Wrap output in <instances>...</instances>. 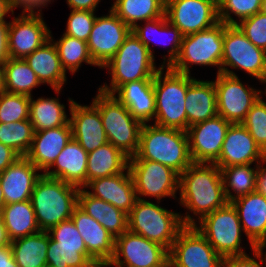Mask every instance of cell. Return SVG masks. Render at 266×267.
Wrapping results in <instances>:
<instances>
[{
  "label": "cell",
  "instance_id": "obj_1",
  "mask_svg": "<svg viewBox=\"0 0 266 267\" xmlns=\"http://www.w3.org/2000/svg\"><path fill=\"white\" fill-rule=\"evenodd\" d=\"M178 195L179 199L176 200L187 209L186 215L180 214L184 225H195L197 218L199 221L228 203L221 170L215 163L193 162L188 166L180 174Z\"/></svg>",
  "mask_w": 266,
  "mask_h": 267
},
{
  "label": "cell",
  "instance_id": "obj_2",
  "mask_svg": "<svg viewBox=\"0 0 266 267\" xmlns=\"http://www.w3.org/2000/svg\"><path fill=\"white\" fill-rule=\"evenodd\" d=\"M129 159L159 162L179 174L193 163L189 154L187 132L154 123L142 125L138 151Z\"/></svg>",
  "mask_w": 266,
  "mask_h": 267
},
{
  "label": "cell",
  "instance_id": "obj_3",
  "mask_svg": "<svg viewBox=\"0 0 266 267\" xmlns=\"http://www.w3.org/2000/svg\"><path fill=\"white\" fill-rule=\"evenodd\" d=\"M80 188L44 174L37 180L31 203L40 231H49L59 223L71 219L78 205Z\"/></svg>",
  "mask_w": 266,
  "mask_h": 267
},
{
  "label": "cell",
  "instance_id": "obj_4",
  "mask_svg": "<svg viewBox=\"0 0 266 267\" xmlns=\"http://www.w3.org/2000/svg\"><path fill=\"white\" fill-rule=\"evenodd\" d=\"M156 63L148 48L132 33L125 38L116 54L102 68L111 76L110 84L105 82L98 89L113 94L121 85L139 80H154Z\"/></svg>",
  "mask_w": 266,
  "mask_h": 267
},
{
  "label": "cell",
  "instance_id": "obj_5",
  "mask_svg": "<svg viewBox=\"0 0 266 267\" xmlns=\"http://www.w3.org/2000/svg\"><path fill=\"white\" fill-rule=\"evenodd\" d=\"M153 87L156 101L154 124L187 131V74L170 67H160L154 77Z\"/></svg>",
  "mask_w": 266,
  "mask_h": 267
},
{
  "label": "cell",
  "instance_id": "obj_6",
  "mask_svg": "<svg viewBox=\"0 0 266 267\" xmlns=\"http://www.w3.org/2000/svg\"><path fill=\"white\" fill-rule=\"evenodd\" d=\"M92 104L99 110L108 142L129 158L135 156L143 124L112 94L98 89Z\"/></svg>",
  "mask_w": 266,
  "mask_h": 267
},
{
  "label": "cell",
  "instance_id": "obj_7",
  "mask_svg": "<svg viewBox=\"0 0 266 267\" xmlns=\"http://www.w3.org/2000/svg\"><path fill=\"white\" fill-rule=\"evenodd\" d=\"M157 203L159 205L138 198L128 214V230L170 250L185 225L180 213L160 206L159 201Z\"/></svg>",
  "mask_w": 266,
  "mask_h": 267
},
{
  "label": "cell",
  "instance_id": "obj_8",
  "mask_svg": "<svg viewBox=\"0 0 266 267\" xmlns=\"http://www.w3.org/2000/svg\"><path fill=\"white\" fill-rule=\"evenodd\" d=\"M226 26L224 22L219 21L209 29L183 36L179 55L170 68L191 75L192 65L216 66L217 74L221 73Z\"/></svg>",
  "mask_w": 266,
  "mask_h": 267
},
{
  "label": "cell",
  "instance_id": "obj_9",
  "mask_svg": "<svg viewBox=\"0 0 266 267\" xmlns=\"http://www.w3.org/2000/svg\"><path fill=\"white\" fill-rule=\"evenodd\" d=\"M196 222L195 228L222 258L246 254L241 246V236L244 232L237 210L231 202Z\"/></svg>",
  "mask_w": 266,
  "mask_h": 267
},
{
  "label": "cell",
  "instance_id": "obj_10",
  "mask_svg": "<svg viewBox=\"0 0 266 267\" xmlns=\"http://www.w3.org/2000/svg\"><path fill=\"white\" fill-rule=\"evenodd\" d=\"M229 67L266 83V52L253 45L237 25L225 27L221 73L238 77Z\"/></svg>",
  "mask_w": 266,
  "mask_h": 267
},
{
  "label": "cell",
  "instance_id": "obj_11",
  "mask_svg": "<svg viewBox=\"0 0 266 267\" xmlns=\"http://www.w3.org/2000/svg\"><path fill=\"white\" fill-rule=\"evenodd\" d=\"M128 169L139 199L148 196L160 202L166 197L177 198L180 174L171 167L145 159H129Z\"/></svg>",
  "mask_w": 266,
  "mask_h": 267
},
{
  "label": "cell",
  "instance_id": "obj_12",
  "mask_svg": "<svg viewBox=\"0 0 266 267\" xmlns=\"http://www.w3.org/2000/svg\"><path fill=\"white\" fill-rule=\"evenodd\" d=\"M214 86L217 96L218 115L231 124L242 123L250 108L264 94L262 90L244 85L236 76L216 74Z\"/></svg>",
  "mask_w": 266,
  "mask_h": 267
},
{
  "label": "cell",
  "instance_id": "obj_13",
  "mask_svg": "<svg viewBox=\"0 0 266 267\" xmlns=\"http://www.w3.org/2000/svg\"><path fill=\"white\" fill-rule=\"evenodd\" d=\"M168 258L167 248L127 230L115 238L114 256L105 267H155Z\"/></svg>",
  "mask_w": 266,
  "mask_h": 267
},
{
  "label": "cell",
  "instance_id": "obj_14",
  "mask_svg": "<svg viewBox=\"0 0 266 267\" xmlns=\"http://www.w3.org/2000/svg\"><path fill=\"white\" fill-rule=\"evenodd\" d=\"M171 267H221L222 257L194 225H185L169 250Z\"/></svg>",
  "mask_w": 266,
  "mask_h": 267
},
{
  "label": "cell",
  "instance_id": "obj_15",
  "mask_svg": "<svg viewBox=\"0 0 266 267\" xmlns=\"http://www.w3.org/2000/svg\"><path fill=\"white\" fill-rule=\"evenodd\" d=\"M165 15L183 36L209 29L220 21L218 5L212 0H165Z\"/></svg>",
  "mask_w": 266,
  "mask_h": 267
},
{
  "label": "cell",
  "instance_id": "obj_16",
  "mask_svg": "<svg viewBox=\"0 0 266 267\" xmlns=\"http://www.w3.org/2000/svg\"><path fill=\"white\" fill-rule=\"evenodd\" d=\"M108 13V15L96 17L87 40L90 56L97 67L101 69L116 54L131 32V28L111 9Z\"/></svg>",
  "mask_w": 266,
  "mask_h": 267
},
{
  "label": "cell",
  "instance_id": "obj_17",
  "mask_svg": "<svg viewBox=\"0 0 266 267\" xmlns=\"http://www.w3.org/2000/svg\"><path fill=\"white\" fill-rule=\"evenodd\" d=\"M231 123L220 115L191 125L187 129L189 154L194 163H215L220 156Z\"/></svg>",
  "mask_w": 266,
  "mask_h": 267
},
{
  "label": "cell",
  "instance_id": "obj_18",
  "mask_svg": "<svg viewBox=\"0 0 266 267\" xmlns=\"http://www.w3.org/2000/svg\"><path fill=\"white\" fill-rule=\"evenodd\" d=\"M50 34L42 15L14 16L8 29L9 58L25 59L49 41Z\"/></svg>",
  "mask_w": 266,
  "mask_h": 267
},
{
  "label": "cell",
  "instance_id": "obj_19",
  "mask_svg": "<svg viewBox=\"0 0 266 267\" xmlns=\"http://www.w3.org/2000/svg\"><path fill=\"white\" fill-rule=\"evenodd\" d=\"M71 219L84 240L88 256L98 267H105L114 256L115 237L78 205Z\"/></svg>",
  "mask_w": 266,
  "mask_h": 267
},
{
  "label": "cell",
  "instance_id": "obj_20",
  "mask_svg": "<svg viewBox=\"0 0 266 267\" xmlns=\"http://www.w3.org/2000/svg\"><path fill=\"white\" fill-rule=\"evenodd\" d=\"M68 99L72 138L75 139L87 153L107 143L108 139L99 110L92 103L90 105H81L72 98Z\"/></svg>",
  "mask_w": 266,
  "mask_h": 267
},
{
  "label": "cell",
  "instance_id": "obj_21",
  "mask_svg": "<svg viewBox=\"0 0 266 267\" xmlns=\"http://www.w3.org/2000/svg\"><path fill=\"white\" fill-rule=\"evenodd\" d=\"M265 153L242 123L231 124L226 132L219 159L215 164L221 169L231 165L260 164Z\"/></svg>",
  "mask_w": 266,
  "mask_h": 267
},
{
  "label": "cell",
  "instance_id": "obj_22",
  "mask_svg": "<svg viewBox=\"0 0 266 267\" xmlns=\"http://www.w3.org/2000/svg\"><path fill=\"white\" fill-rule=\"evenodd\" d=\"M90 195L102 199L129 214L138 200L133 179L127 168L125 172L89 181L84 187Z\"/></svg>",
  "mask_w": 266,
  "mask_h": 267
},
{
  "label": "cell",
  "instance_id": "obj_23",
  "mask_svg": "<svg viewBox=\"0 0 266 267\" xmlns=\"http://www.w3.org/2000/svg\"><path fill=\"white\" fill-rule=\"evenodd\" d=\"M139 24L132 28L131 32L148 48L154 60L155 54L152 46L150 45L152 43L151 41L164 46L171 44L170 48L167 49L168 56H163L164 61L163 64L160 65L161 67H170L177 59L180 52L183 39V35L180 30L167 20L166 15L152 20H147L144 25L141 23Z\"/></svg>",
  "mask_w": 266,
  "mask_h": 267
},
{
  "label": "cell",
  "instance_id": "obj_24",
  "mask_svg": "<svg viewBox=\"0 0 266 267\" xmlns=\"http://www.w3.org/2000/svg\"><path fill=\"white\" fill-rule=\"evenodd\" d=\"M39 171L30 160L21 156L0 173L5 205L30 200L35 184L43 174Z\"/></svg>",
  "mask_w": 266,
  "mask_h": 267
},
{
  "label": "cell",
  "instance_id": "obj_25",
  "mask_svg": "<svg viewBox=\"0 0 266 267\" xmlns=\"http://www.w3.org/2000/svg\"><path fill=\"white\" fill-rule=\"evenodd\" d=\"M231 203L237 210L251 251L259 243L266 242V197L254 191Z\"/></svg>",
  "mask_w": 266,
  "mask_h": 267
},
{
  "label": "cell",
  "instance_id": "obj_26",
  "mask_svg": "<svg viewBox=\"0 0 266 267\" xmlns=\"http://www.w3.org/2000/svg\"><path fill=\"white\" fill-rule=\"evenodd\" d=\"M72 138L70 122L66 125L36 131L25 157L44 173Z\"/></svg>",
  "mask_w": 266,
  "mask_h": 267
},
{
  "label": "cell",
  "instance_id": "obj_27",
  "mask_svg": "<svg viewBox=\"0 0 266 267\" xmlns=\"http://www.w3.org/2000/svg\"><path fill=\"white\" fill-rule=\"evenodd\" d=\"M87 158L85 149L71 138L43 174L83 188L86 185ZM52 167L54 169H51Z\"/></svg>",
  "mask_w": 266,
  "mask_h": 267
},
{
  "label": "cell",
  "instance_id": "obj_28",
  "mask_svg": "<svg viewBox=\"0 0 266 267\" xmlns=\"http://www.w3.org/2000/svg\"><path fill=\"white\" fill-rule=\"evenodd\" d=\"M130 112V114L147 124L154 121L156 101L153 80H139L121 85L113 94Z\"/></svg>",
  "mask_w": 266,
  "mask_h": 267
},
{
  "label": "cell",
  "instance_id": "obj_29",
  "mask_svg": "<svg viewBox=\"0 0 266 267\" xmlns=\"http://www.w3.org/2000/svg\"><path fill=\"white\" fill-rule=\"evenodd\" d=\"M185 110L187 113V129L193 124L218 115L214 81L198 80L191 75H187Z\"/></svg>",
  "mask_w": 266,
  "mask_h": 267
},
{
  "label": "cell",
  "instance_id": "obj_30",
  "mask_svg": "<svg viewBox=\"0 0 266 267\" xmlns=\"http://www.w3.org/2000/svg\"><path fill=\"white\" fill-rule=\"evenodd\" d=\"M35 72L41 84H48L58 95L67 83L54 43L49 40L24 59Z\"/></svg>",
  "mask_w": 266,
  "mask_h": 267
},
{
  "label": "cell",
  "instance_id": "obj_31",
  "mask_svg": "<svg viewBox=\"0 0 266 267\" xmlns=\"http://www.w3.org/2000/svg\"><path fill=\"white\" fill-rule=\"evenodd\" d=\"M78 206L115 238L128 230V214L112 204L90 195L84 188H80L78 192Z\"/></svg>",
  "mask_w": 266,
  "mask_h": 267
},
{
  "label": "cell",
  "instance_id": "obj_32",
  "mask_svg": "<svg viewBox=\"0 0 266 267\" xmlns=\"http://www.w3.org/2000/svg\"><path fill=\"white\" fill-rule=\"evenodd\" d=\"M128 163L129 157L107 142L88 153L86 184L96 178L122 173L128 168Z\"/></svg>",
  "mask_w": 266,
  "mask_h": 267
},
{
  "label": "cell",
  "instance_id": "obj_33",
  "mask_svg": "<svg viewBox=\"0 0 266 267\" xmlns=\"http://www.w3.org/2000/svg\"><path fill=\"white\" fill-rule=\"evenodd\" d=\"M1 216L11 241L40 231L30 200L5 205Z\"/></svg>",
  "mask_w": 266,
  "mask_h": 267
},
{
  "label": "cell",
  "instance_id": "obj_34",
  "mask_svg": "<svg viewBox=\"0 0 266 267\" xmlns=\"http://www.w3.org/2000/svg\"><path fill=\"white\" fill-rule=\"evenodd\" d=\"M48 245L47 231L15 239L10 244L15 263L19 267H47Z\"/></svg>",
  "mask_w": 266,
  "mask_h": 267
},
{
  "label": "cell",
  "instance_id": "obj_35",
  "mask_svg": "<svg viewBox=\"0 0 266 267\" xmlns=\"http://www.w3.org/2000/svg\"><path fill=\"white\" fill-rule=\"evenodd\" d=\"M65 105L60 103L59 96L39 97L34 100L30 97L29 120L36 131L57 128L69 123Z\"/></svg>",
  "mask_w": 266,
  "mask_h": 267
},
{
  "label": "cell",
  "instance_id": "obj_36",
  "mask_svg": "<svg viewBox=\"0 0 266 267\" xmlns=\"http://www.w3.org/2000/svg\"><path fill=\"white\" fill-rule=\"evenodd\" d=\"M110 9L131 29L165 15V0H115Z\"/></svg>",
  "mask_w": 266,
  "mask_h": 267
},
{
  "label": "cell",
  "instance_id": "obj_37",
  "mask_svg": "<svg viewBox=\"0 0 266 267\" xmlns=\"http://www.w3.org/2000/svg\"><path fill=\"white\" fill-rule=\"evenodd\" d=\"M251 165H231L220 169L228 202L256 191L258 164L255 167Z\"/></svg>",
  "mask_w": 266,
  "mask_h": 267
},
{
  "label": "cell",
  "instance_id": "obj_38",
  "mask_svg": "<svg viewBox=\"0 0 266 267\" xmlns=\"http://www.w3.org/2000/svg\"><path fill=\"white\" fill-rule=\"evenodd\" d=\"M4 91L32 96V90L41 85L35 72L24 59L9 58L3 64Z\"/></svg>",
  "mask_w": 266,
  "mask_h": 267
},
{
  "label": "cell",
  "instance_id": "obj_39",
  "mask_svg": "<svg viewBox=\"0 0 266 267\" xmlns=\"http://www.w3.org/2000/svg\"><path fill=\"white\" fill-rule=\"evenodd\" d=\"M50 40L57 49L61 66L65 72L69 71L72 73L71 75H74L84 62L91 66H97L90 56L87 42L65 34H62L58 41H54L50 34Z\"/></svg>",
  "mask_w": 266,
  "mask_h": 267
},
{
  "label": "cell",
  "instance_id": "obj_40",
  "mask_svg": "<svg viewBox=\"0 0 266 267\" xmlns=\"http://www.w3.org/2000/svg\"><path fill=\"white\" fill-rule=\"evenodd\" d=\"M47 267H98L87 254L86 247L58 246L49 235Z\"/></svg>",
  "mask_w": 266,
  "mask_h": 267
},
{
  "label": "cell",
  "instance_id": "obj_41",
  "mask_svg": "<svg viewBox=\"0 0 266 267\" xmlns=\"http://www.w3.org/2000/svg\"><path fill=\"white\" fill-rule=\"evenodd\" d=\"M35 130L29 119L0 123V142L25 156L32 144Z\"/></svg>",
  "mask_w": 266,
  "mask_h": 267
},
{
  "label": "cell",
  "instance_id": "obj_42",
  "mask_svg": "<svg viewBox=\"0 0 266 267\" xmlns=\"http://www.w3.org/2000/svg\"><path fill=\"white\" fill-rule=\"evenodd\" d=\"M261 2L262 0H222L218 5L219 20L226 25H236L260 12ZM231 14L238 19H234Z\"/></svg>",
  "mask_w": 266,
  "mask_h": 267
},
{
  "label": "cell",
  "instance_id": "obj_43",
  "mask_svg": "<svg viewBox=\"0 0 266 267\" xmlns=\"http://www.w3.org/2000/svg\"><path fill=\"white\" fill-rule=\"evenodd\" d=\"M30 97L3 91L0 94V123L29 119Z\"/></svg>",
  "mask_w": 266,
  "mask_h": 267
},
{
  "label": "cell",
  "instance_id": "obj_44",
  "mask_svg": "<svg viewBox=\"0 0 266 267\" xmlns=\"http://www.w3.org/2000/svg\"><path fill=\"white\" fill-rule=\"evenodd\" d=\"M242 124L261 150L266 152V102L261 98L250 108Z\"/></svg>",
  "mask_w": 266,
  "mask_h": 267
},
{
  "label": "cell",
  "instance_id": "obj_45",
  "mask_svg": "<svg viewBox=\"0 0 266 267\" xmlns=\"http://www.w3.org/2000/svg\"><path fill=\"white\" fill-rule=\"evenodd\" d=\"M96 17L95 11L71 10L63 34L87 42Z\"/></svg>",
  "mask_w": 266,
  "mask_h": 267
},
{
  "label": "cell",
  "instance_id": "obj_46",
  "mask_svg": "<svg viewBox=\"0 0 266 267\" xmlns=\"http://www.w3.org/2000/svg\"><path fill=\"white\" fill-rule=\"evenodd\" d=\"M236 25L253 45L266 52V14L258 12Z\"/></svg>",
  "mask_w": 266,
  "mask_h": 267
},
{
  "label": "cell",
  "instance_id": "obj_47",
  "mask_svg": "<svg viewBox=\"0 0 266 267\" xmlns=\"http://www.w3.org/2000/svg\"><path fill=\"white\" fill-rule=\"evenodd\" d=\"M58 246L86 247L72 219H68L47 231Z\"/></svg>",
  "mask_w": 266,
  "mask_h": 267
},
{
  "label": "cell",
  "instance_id": "obj_48",
  "mask_svg": "<svg viewBox=\"0 0 266 267\" xmlns=\"http://www.w3.org/2000/svg\"><path fill=\"white\" fill-rule=\"evenodd\" d=\"M252 254V257L247 253L238 256L224 257L221 262V267H263L264 265V267H266L264 258L256 248L252 250Z\"/></svg>",
  "mask_w": 266,
  "mask_h": 267
},
{
  "label": "cell",
  "instance_id": "obj_49",
  "mask_svg": "<svg viewBox=\"0 0 266 267\" xmlns=\"http://www.w3.org/2000/svg\"><path fill=\"white\" fill-rule=\"evenodd\" d=\"M54 0H9L12 15L16 8L22 9V15H42V7H47Z\"/></svg>",
  "mask_w": 266,
  "mask_h": 267
},
{
  "label": "cell",
  "instance_id": "obj_50",
  "mask_svg": "<svg viewBox=\"0 0 266 267\" xmlns=\"http://www.w3.org/2000/svg\"><path fill=\"white\" fill-rule=\"evenodd\" d=\"M21 157L15 150L0 142V173Z\"/></svg>",
  "mask_w": 266,
  "mask_h": 267
},
{
  "label": "cell",
  "instance_id": "obj_51",
  "mask_svg": "<svg viewBox=\"0 0 266 267\" xmlns=\"http://www.w3.org/2000/svg\"><path fill=\"white\" fill-rule=\"evenodd\" d=\"M8 29L9 23L0 24V66L9 59Z\"/></svg>",
  "mask_w": 266,
  "mask_h": 267
},
{
  "label": "cell",
  "instance_id": "obj_52",
  "mask_svg": "<svg viewBox=\"0 0 266 267\" xmlns=\"http://www.w3.org/2000/svg\"><path fill=\"white\" fill-rule=\"evenodd\" d=\"M71 10L96 11L101 0H66Z\"/></svg>",
  "mask_w": 266,
  "mask_h": 267
},
{
  "label": "cell",
  "instance_id": "obj_53",
  "mask_svg": "<svg viewBox=\"0 0 266 267\" xmlns=\"http://www.w3.org/2000/svg\"><path fill=\"white\" fill-rule=\"evenodd\" d=\"M266 162L258 164L256 191L266 197Z\"/></svg>",
  "mask_w": 266,
  "mask_h": 267
},
{
  "label": "cell",
  "instance_id": "obj_54",
  "mask_svg": "<svg viewBox=\"0 0 266 267\" xmlns=\"http://www.w3.org/2000/svg\"><path fill=\"white\" fill-rule=\"evenodd\" d=\"M0 267H19L15 263L10 245L0 247Z\"/></svg>",
  "mask_w": 266,
  "mask_h": 267
},
{
  "label": "cell",
  "instance_id": "obj_55",
  "mask_svg": "<svg viewBox=\"0 0 266 267\" xmlns=\"http://www.w3.org/2000/svg\"><path fill=\"white\" fill-rule=\"evenodd\" d=\"M10 244L11 240L8 236L6 227L4 226L2 216L0 215V247L9 246Z\"/></svg>",
  "mask_w": 266,
  "mask_h": 267
},
{
  "label": "cell",
  "instance_id": "obj_56",
  "mask_svg": "<svg viewBox=\"0 0 266 267\" xmlns=\"http://www.w3.org/2000/svg\"><path fill=\"white\" fill-rule=\"evenodd\" d=\"M12 12L9 0H0V24L9 23L5 20L8 13Z\"/></svg>",
  "mask_w": 266,
  "mask_h": 267
},
{
  "label": "cell",
  "instance_id": "obj_57",
  "mask_svg": "<svg viewBox=\"0 0 266 267\" xmlns=\"http://www.w3.org/2000/svg\"><path fill=\"white\" fill-rule=\"evenodd\" d=\"M255 248L261 253L262 257L264 258L266 262V251H265L266 242L259 243L257 246H255Z\"/></svg>",
  "mask_w": 266,
  "mask_h": 267
},
{
  "label": "cell",
  "instance_id": "obj_58",
  "mask_svg": "<svg viewBox=\"0 0 266 267\" xmlns=\"http://www.w3.org/2000/svg\"><path fill=\"white\" fill-rule=\"evenodd\" d=\"M4 206H5V199H4V195H3V191H2V186L0 183V215H1V212H2Z\"/></svg>",
  "mask_w": 266,
  "mask_h": 267
},
{
  "label": "cell",
  "instance_id": "obj_59",
  "mask_svg": "<svg viewBox=\"0 0 266 267\" xmlns=\"http://www.w3.org/2000/svg\"><path fill=\"white\" fill-rule=\"evenodd\" d=\"M4 91L3 66H0V94Z\"/></svg>",
  "mask_w": 266,
  "mask_h": 267
},
{
  "label": "cell",
  "instance_id": "obj_60",
  "mask_svg": "<svg viewBox=\"0 0 266 267\" xmlns=\"http://www.w3.org/2000/svg\"><path fill=\"white\" fill-rule=\"evenodd\" d=\"M155 267H171L170 258H168L163 264L155 266Z\"/></svg>",
  "mask_w": 266,
  "mask_h": 267
},
{
  "label": "cell",
  "instance_id": "obj_61",
  "mask_svg": "<svg viewBox=\"0 0 266 267\" xmlns=\"http://www.w3.org/2000/svg\"><path fill=\"white\" fill-rule=\"evenodd\" d=\"M260 12L266 14V0H262Z\"/></svg>",
  "mask_w": 266,
  "mask_h": 267
},
{
  "label": "cell",
  "instance_id": "obj_62",
  "mask_svg": "<svg viewBox=\"0 0 266 267\" xmlns=\"http://www.w3.org/2000/svg\"><path fill=\"white\" fill-rule=\"evenodd\" d=\"M212 1H214L217 5H219L222 0H212Z\"/></svg>",
  "mask_w": 266,
  "mask_h": 267
}]
</instances>
